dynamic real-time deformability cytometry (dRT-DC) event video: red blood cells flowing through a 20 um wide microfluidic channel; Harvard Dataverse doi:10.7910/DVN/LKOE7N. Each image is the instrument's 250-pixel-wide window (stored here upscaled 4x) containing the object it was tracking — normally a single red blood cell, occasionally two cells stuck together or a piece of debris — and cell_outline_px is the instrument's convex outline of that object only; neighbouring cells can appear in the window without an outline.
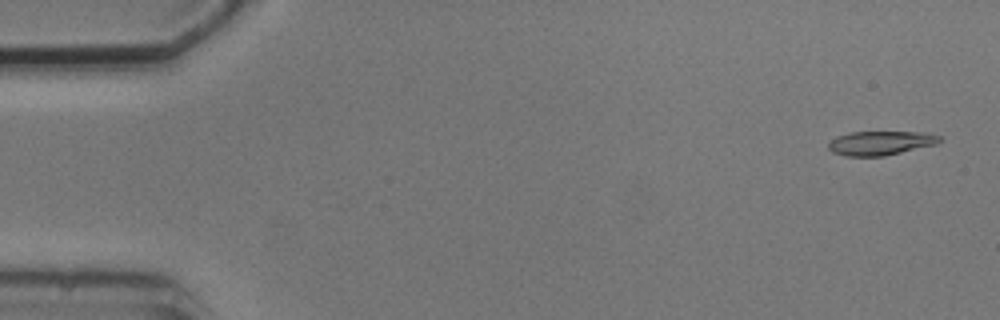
{"species": "common noctule bat (a hibernating species)", "species_latin": "Nyctalus noctula", "temperature_condition": "cold", "stored_images_in_passage": 6, "camera_frame_rate_fps": 3000, "um_per_image_px": 0.085, "animal": {"sex": "male", "body_mass_g": 20.5, "forearm_length_mm": 52.5}, "frame": {"image": 1, "passage_image": 1, "time_ms": 0.0, "image_size_px": [1000, 320], "cell_outline_px": [[944, 140], [936, 144], [884, 156], [844, 156], [832, 152], [828, 148], [828, 144], [836, 136], [852, 132], [916, 132], [940, 136]], "centroid_in_image_um": [74.82, 12.16], "position_along_channel_um": 10.2, "area_um2": 15.49}}
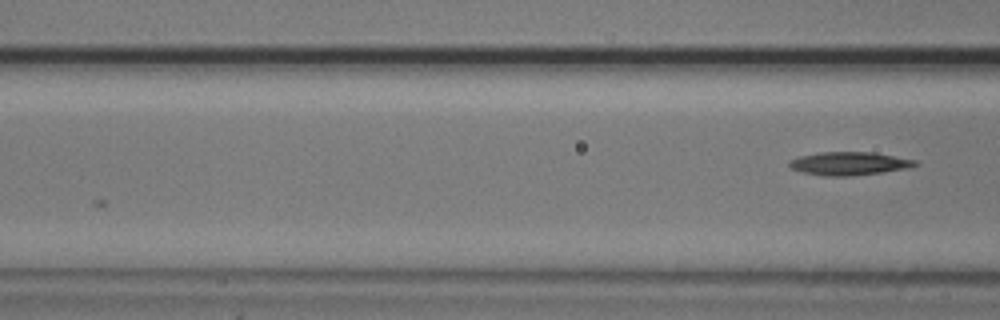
{"frame": {"image": 2, "passage_image": 6, "time_ms": 5.667, "image_size_px": [1000, 320], "cell_outline_px": [[920, 164], [908, 168], [884, 172], [852, 176], [824, 176], [804, 172], [792, 168], [788, 164], [788, 160], [800, 156], [820, 152], [872, 152], [916, 160]], "centroid_in_image_um": [72.19, 13.9], "position_along_channel_um": 94.4, "area_um2": 17.05}}